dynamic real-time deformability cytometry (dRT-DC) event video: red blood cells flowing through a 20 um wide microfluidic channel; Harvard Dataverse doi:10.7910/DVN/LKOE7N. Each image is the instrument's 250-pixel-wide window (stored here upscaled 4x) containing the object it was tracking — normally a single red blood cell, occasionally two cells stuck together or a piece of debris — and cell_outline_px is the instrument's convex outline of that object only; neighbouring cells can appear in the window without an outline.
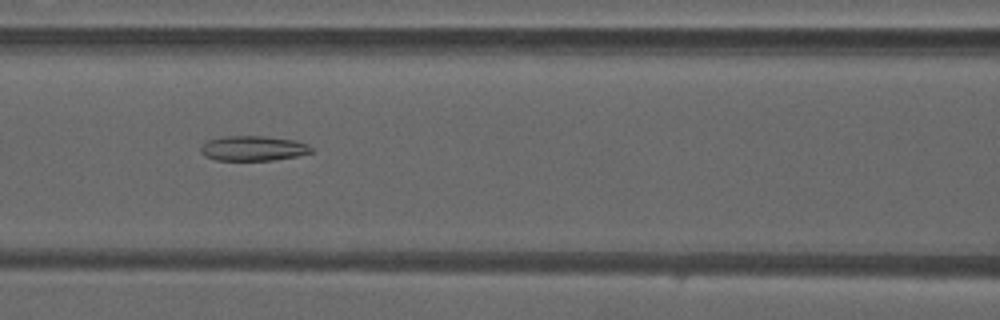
{"species": "common noctule bat (a hibernating species)", "species_latin": "Nyctalus noctula", "temperature_condition": "warm", "stored_images_in_passage": 27, "camera_frame_rate_fps": 3000, "um_per_image_px": 0.085, "animal": {"sex": "male", "forearm_length_mm": 52.5}, "frame": {"image": 1, "passage_image": 10, "time_ms": 3.0, "image_size_px": [1000, 320], "cell_outline_px": [[312, 152], [296, 156], [272, 160], [216, 160], [204, 156], [200, 152], [200, 148], [208, 140], [220, 136], [264, 136], [296, 140], [308, 144], [312, 148]], "centroid_in_image_um": [21.5, 12.6], "position_along_channel_um": 145.1, "area_um2": 16.13}}
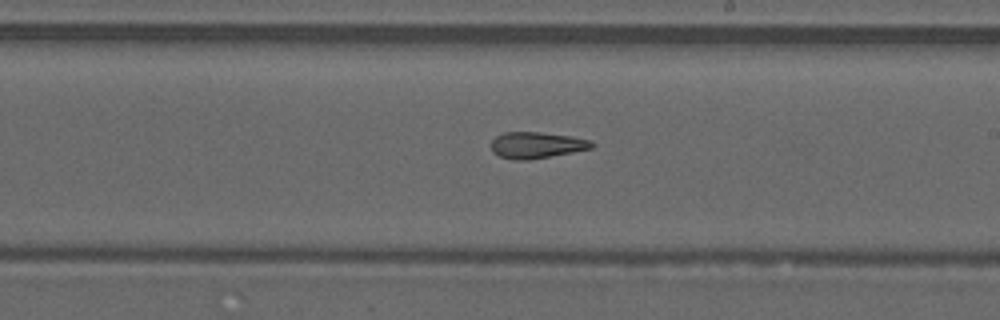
{"frame": {"image": 2, "passage_image": 17, "time_ms": 5.333, "image_size_px": [1000, 320], "cell_outline_px": [[596, 144], [592, 148], [572, 152], [528, 160], [516, 160], [500, 156], [492, 152], [492, 140], [496, 136], [504, 132], [540, 132], [572, 136], [592, 140]], "centroid_in_image_um": [45.64, 12.32], "position_along_channel_um": 243.4, "area_um2": 15.43}}
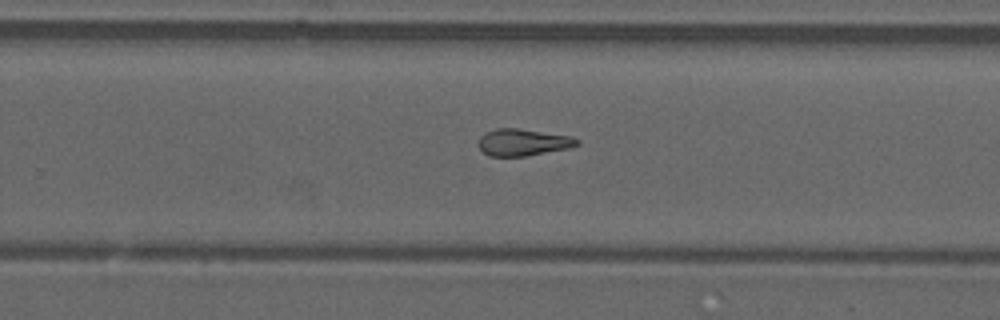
{"frame": {"image": 3, "passage_image": 20, "time_ms": 6.333, "image_size_px": [1000, 320], "cell_outline_px": [[580, 144], [568, 148], [524, 156], [488, 156], [480, 148], [480, 136], [484, 132], [496, 128], [516, 128], [568, 136], [580, 140]], "centroid_in_image_um": [44.43, 12.09], "position_along_channel_um": 285.4, "area_um2": 15.14}, "authors_computed_cell_mechanics": {"area_um2": 15.8372, "velocity_mm_per_s": 4.2385, "shape_relaxation_time_tau1_ms": null, "shape_relaxation_time_tau2_ms": 3.9811, "deformation_change_tau1": null, "deformation_change_tau2": 0.152}}